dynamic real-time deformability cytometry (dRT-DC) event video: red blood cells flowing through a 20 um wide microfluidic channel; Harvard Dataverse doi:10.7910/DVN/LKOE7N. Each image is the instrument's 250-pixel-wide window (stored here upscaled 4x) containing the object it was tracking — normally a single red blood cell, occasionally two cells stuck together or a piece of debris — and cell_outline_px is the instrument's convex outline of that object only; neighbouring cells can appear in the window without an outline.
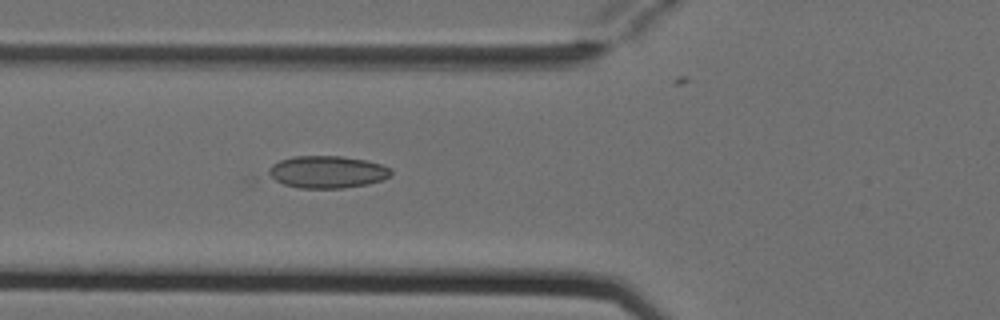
{"species": "Egyptian fruit bat (a non-hibernating species)", "species_latin": "Rousettus aegyptiacus", "temperature_condition": "cold", "stored_images_in_passage": 6, "camera_frame_rate_fps": 3000, "um_per_image_px": 0.085, "animal": {"sex": "female"}, "frame": {"image": 1, "passage_image": 6, "time_ms": 1.667, "image_size_px": [1000, 320], "cell_outline_px": [[392, 176], [384, 180], [368, 184], [344, 188], [300, 188], [284, 184], [268, 176], [268, 168], [272, 164], [280, 160], [292, 156], [340, 156], [364, 160], [380, 164], [392, 168]], "centroid_in_image_um": [27.83, 14.62], "position_along_channel_um": 98.0, "area_um2": 23.18}}